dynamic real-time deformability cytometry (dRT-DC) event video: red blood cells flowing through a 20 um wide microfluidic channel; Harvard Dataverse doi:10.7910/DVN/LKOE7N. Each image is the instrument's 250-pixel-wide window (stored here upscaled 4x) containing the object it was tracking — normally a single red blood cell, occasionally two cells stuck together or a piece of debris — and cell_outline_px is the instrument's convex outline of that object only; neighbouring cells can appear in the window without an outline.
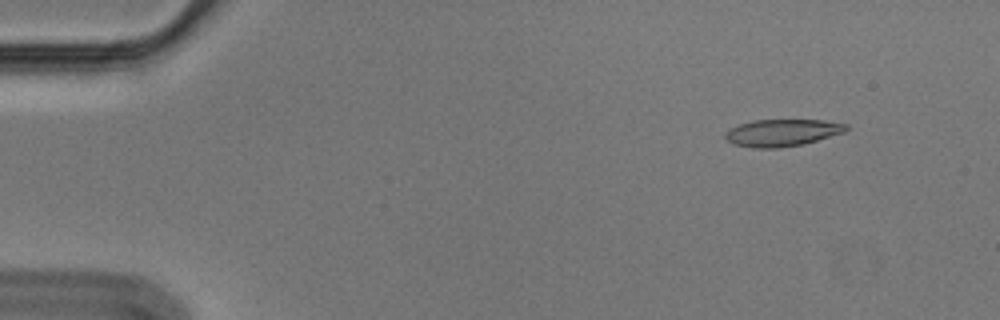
{"species": "Egyptian fruit bat (a non-hibernating species)", "species_latin": "Rousettus aegyptiacus", "temperature_condition": "cold", "stored_images_in_passage": 57, "camera_frame_rate_fps": 3000, "um_per_image_px": 0.085, "animal": {"sex": "male"}, "frame": {"image": 1, "passage_image": 6, "time_ms": 1.667, "image_size_px": [1000, 320], "cell_outline_px": [[848, 128], [844, 132], [816, 140], [800, 144], [780, 148], [752, 148], [732, 144], [724, 136], [724, 132], [728, 128], [752, 120], [824, 120], [848, 124]], "centroid_in_image_um": [66.43, 11.27], "position_along_channel_um": 18.6, "area_um2": 19.07}}
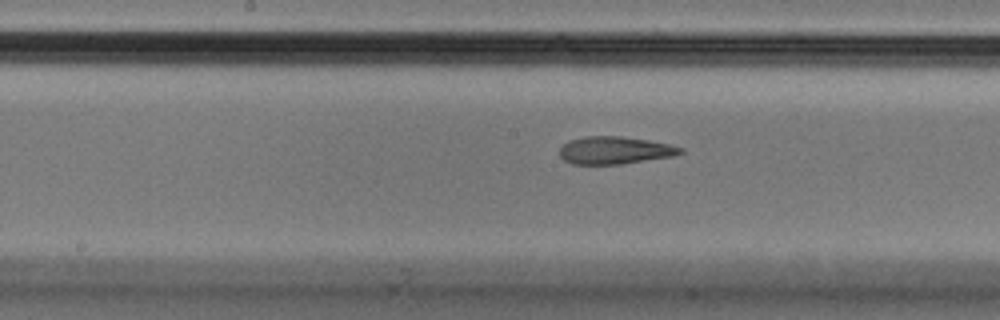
{"frame": {"image": 2, "passage_image": 29, "time_ms": 9.333, "image_size_px": [1000, 320], "cell_outline_px": [[684, 152], [672, 156], [620, 164], [572, 164], [564, 160], [560, 156], [560, 148], [568, 140], [584, 136], [620, 136], [648, 140], [668, 144], [684, 148]], "centroid_in_image_um": [52.23, 12.77], "position_along_channel_um": 196.0, "area_um2": 19.31}}
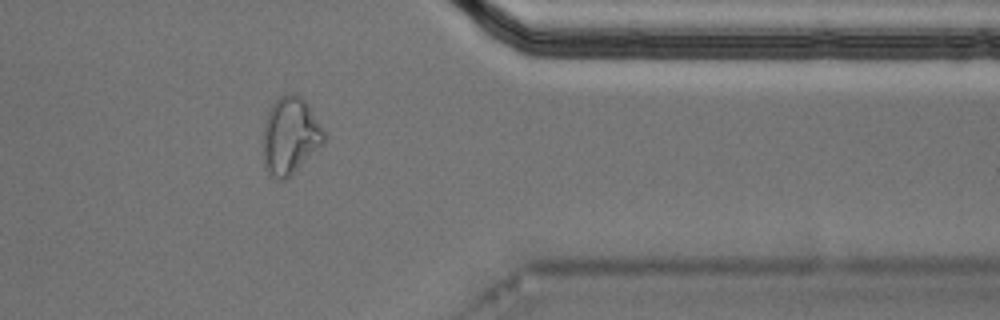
{"frame": {"image": 3, "passage_image": 46, "time_ms": 15.0, "image_size_px": [1000, 320], "cell_outline_px": [[324, 140], [284, 180], [276, 180], [268, 172], [264, 164], [264, 124], [268, 112], [272, 104], [284, 92], [296, 92], [308, 104], [320, 124], [324, 132]], "centroid_in_image_um": [24.63, 11.46], "position_along_channel_um": 386.8, "area_um2": 26.59}}